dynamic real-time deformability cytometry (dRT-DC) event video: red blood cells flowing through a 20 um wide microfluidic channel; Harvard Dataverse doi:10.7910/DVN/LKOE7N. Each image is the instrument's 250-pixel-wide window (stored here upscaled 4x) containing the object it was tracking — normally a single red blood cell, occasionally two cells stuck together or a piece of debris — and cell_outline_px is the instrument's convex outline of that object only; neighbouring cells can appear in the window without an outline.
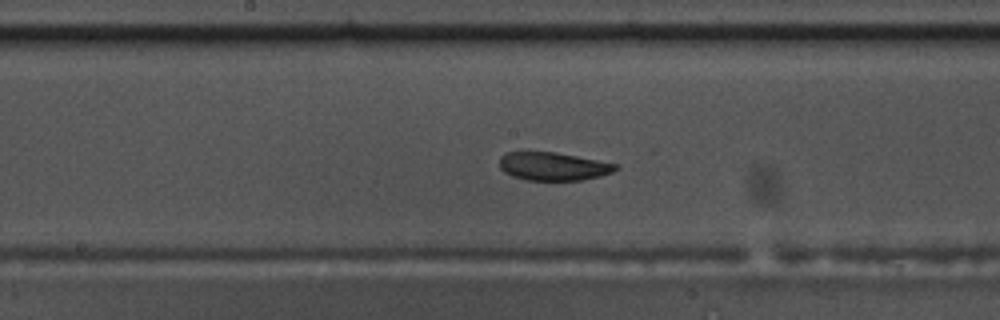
{"species": "common noctule bat (a hibernating species)", "species_latin": "Nyctalus noctula", "temperature_condition": "warm", "stored_images_in_passage": 39, "camera_frame_rate_fps": 3000, "um_per_image_px": 0.085, "animal": {"sex": "male", "body_mass_g": 17.5, "forearm_length_mm": 52.3}, "frame": {"image": 1, "passage_image": 12, "time_ms": 3.667, "image_size_px": [1000, 320], "cell_outline_px": [[620, 168], [612, 172], [600, 176], [580, 180], [524, 180], [512, 176], [504, 172], [500, 168], [500, 156], [508, 152], [556, 152], [616, 164]], "centroid_in_image_um": [47.0, 14.14], "position_along_channel_um": 201.2, "area_um2": 18.96}}
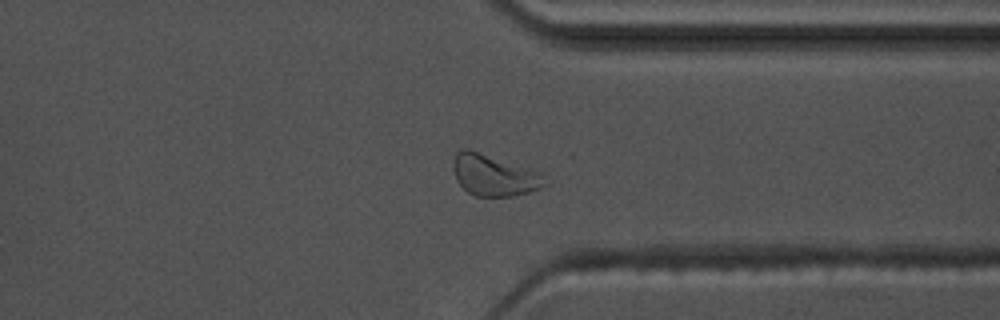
{"frame": {"image": 2, "passage_image": 26, "time_ms": 8.333, "image_size_px": [1000, 320], "cell_outline_px": [[544, 184], [540, 188], [528, 192], [512, 196], [476, 196], [468, 192], [456, 180], [452, 168], [452, 164], [456, 152], [460, 148], [468, 148], [540, 172]], "centroid_in_image_um": [41.9, 14.88], "position_along_channel_um": 369.5, "area_um2": 21.79}}
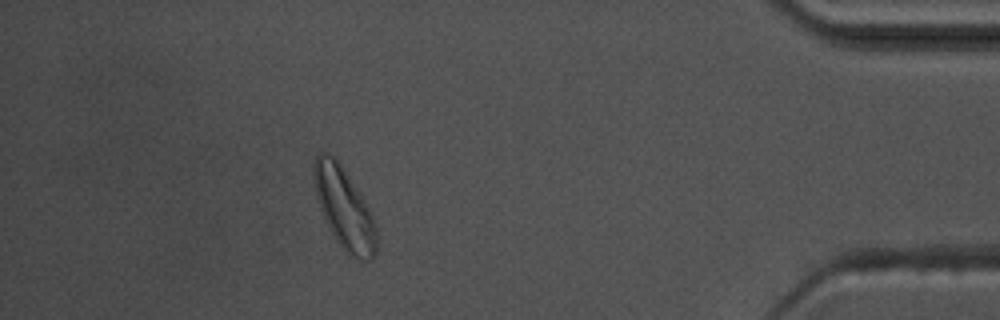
{"frame": {"image": 3, "passage_image": 33, "time_ms": 10.667, "image_size_px": [1000, 320], "cell_outline_px": [[376, 252], [368, 260], [360, 260], [348, 256], [332, 232], [320, 208], [312, 180], [312, 164], [316, 152], [328, 152], [340, 164], [364, 200], [372, 216], [376, 232]], "centroid_in_image_um": [29.21, 17.66], "position_along_channel_um": 406.0, "area_um2": 29.19}, "authors_computed_cell_mechanics": {"area_um2": 20.519, "velocity_mm_per_s": 3.6187, "shape_relaxation_time_tau1_ms": 5.3401, "shape_relaxation_time_tau2_ms": 3.9718, "deformation_change_tau1": 0.1127, "deformation_change_tau2": 0.1013}}